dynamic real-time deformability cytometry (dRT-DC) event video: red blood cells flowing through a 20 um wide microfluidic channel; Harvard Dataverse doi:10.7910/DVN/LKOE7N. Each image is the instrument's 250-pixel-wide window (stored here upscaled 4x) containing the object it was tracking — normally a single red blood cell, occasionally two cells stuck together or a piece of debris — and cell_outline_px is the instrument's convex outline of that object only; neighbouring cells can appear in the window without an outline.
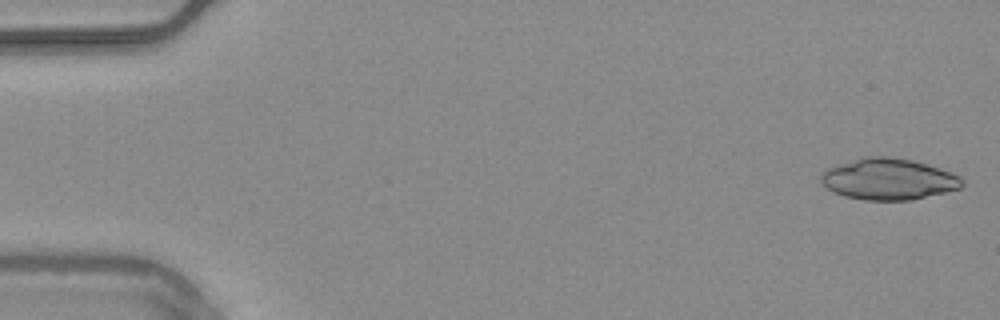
{"species": "common noctule bat (a hibernating species)", "species_latin": "Nyctalus noctula", "temperature_condition": "warm", "stored_images_in_passage": 53, "camera_frame_rate_fps": 3000, "um_per_image_px": 0.085, "animal": {"sex": "male", "body_mass_g": 20.4}, "frame": {"image": 1, "passage_image": 1, "time_ms": 0.0, "image_size_px": [1000, 320], "cell_outline_px": [[964, 184], [960, 188], [912, 200], [864, 200], [844, 196], [832, 192], [820, 180], [820, 176], [828, 168], [836, 164], [864, 156], [892, 156], [912, 160], [960, 176], [964, 180]], "centroid_in_image_um": [75.49, 15.22], "position_along_channel_um": 9.5, "area_um2": 33.87}}